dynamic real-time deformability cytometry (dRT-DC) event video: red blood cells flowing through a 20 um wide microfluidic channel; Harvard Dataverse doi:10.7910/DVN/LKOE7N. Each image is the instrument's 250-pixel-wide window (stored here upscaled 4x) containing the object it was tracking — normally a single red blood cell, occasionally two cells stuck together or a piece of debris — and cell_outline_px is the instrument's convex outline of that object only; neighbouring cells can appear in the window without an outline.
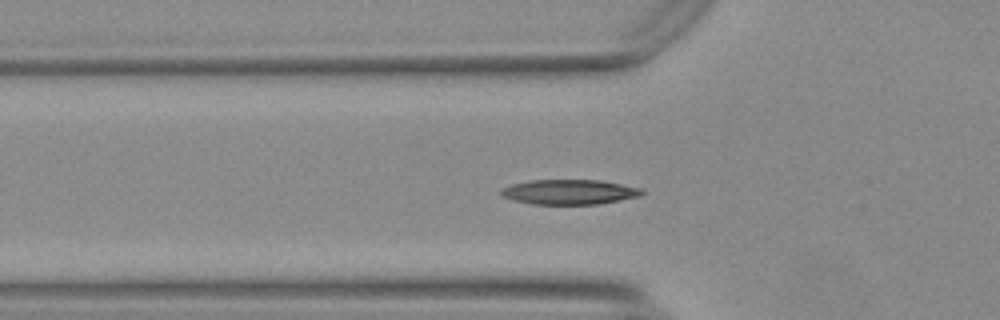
{"species": "Egyptian fruit bat (a non-hibernating species)", "species_latin": "Rousettus aegyptiacus", "temperature_condition": "warm", "stored_images_in_passage": 38, "camera_frame_rate_fps": 3000, "um_per_image_px": 0.085, "animal": {"sex": "female"}, "frame": {"image": 1, "passage_image": 2, "time_ms": 0.333, "image_size_px": [1000, 320], "cell_outline_px": [[644, 192], [640, 196], [596, 204], [532, 204], [512, 200], [500, 196], [500, 192], [504, 188], [512, 184], [528, 180], [600, 180], [640, 188]], "centroid_in_image_um": [48.34, 16.31], "position_along_channel_um": 77.5, "area_um2": 20.29}}
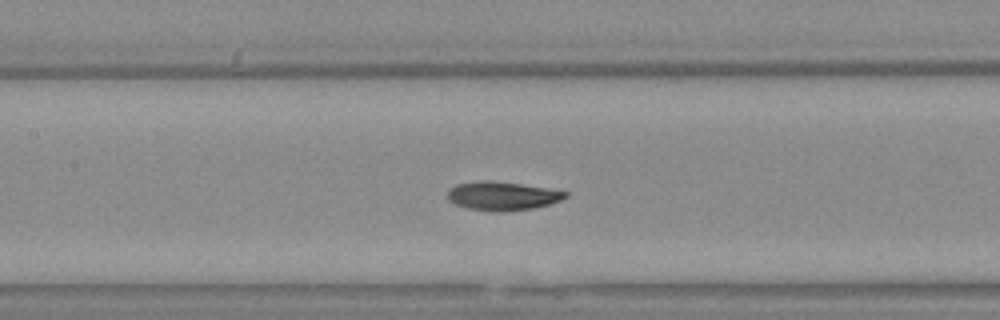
{"frame": {"image": 2, "passage_image": 9, "time_ms": 2.667, "image_size_px": [1000, 320], "cell_outline_px": [[568, 196], [560, 200], [548, 204], [532, 208], [500, 212], [492, 212], [468, 208], [456, 204], [448, 200], [448, 188], [456, 184], [480, 180], [492, 180], [520, 184], [568, 192]], "centroid_in_image_um": [42.64, 16.65], "position_along_channel_um": 164.8, "area_um2": 19.59}}
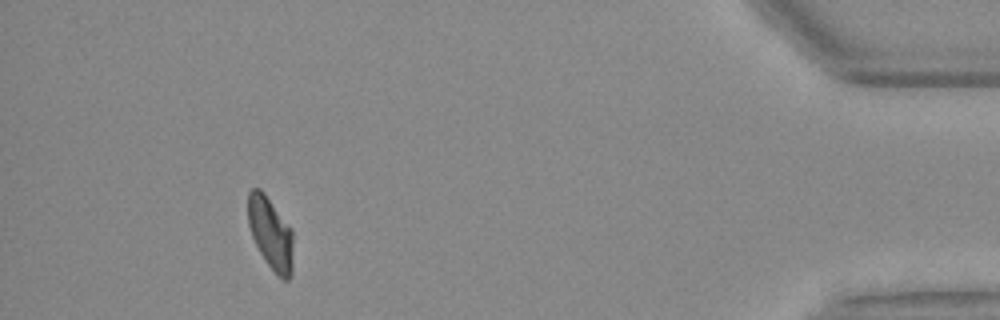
{"frame": {"image": 3, "passage_image": 34, "time_ms": 11.0, "image_size_px": [1000, 320], "cell_outline_px": [[292, 272], [288, 280], [284, 280], [276, 276], [264, 260], [252, 236], [248, 224], [248, 192], [252, 188], [260, 188], [264, 192], [292, 228]], "centroid_in_image_um": [23.0, 19.84], "position_along_channel_um": 412.2, "area_um2": 19.19}, "authors_computed_cell_mechanics": {"area_um2": 19.5075, "velocity_mm_per_s": 3.7093, "shape_relaxation_time_tau1_ms": 4.3727, "shape_relaxation_time_tau2_ms": 2.2713, "deformation_change_tau1": 0.1662, "deformation_change_tau2": 0.0708}}